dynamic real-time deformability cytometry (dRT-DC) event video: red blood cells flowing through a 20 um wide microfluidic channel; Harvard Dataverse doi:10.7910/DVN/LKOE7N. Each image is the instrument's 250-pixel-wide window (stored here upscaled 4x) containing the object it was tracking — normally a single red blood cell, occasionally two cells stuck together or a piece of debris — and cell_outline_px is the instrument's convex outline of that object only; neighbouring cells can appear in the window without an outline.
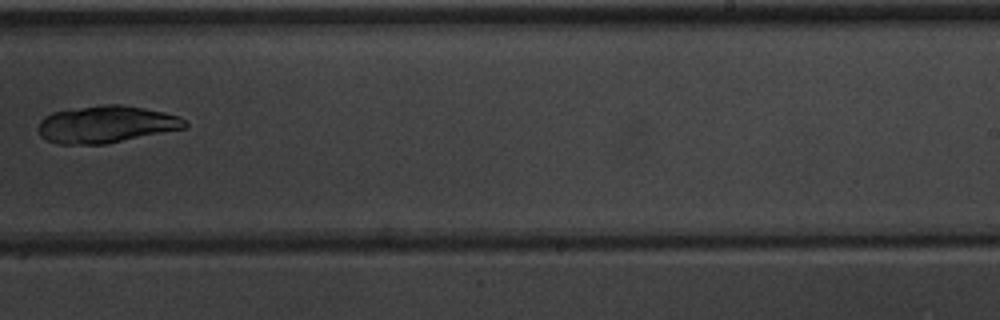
{"species": "common noctule bat (a hibernating species)", "species_latin": "Nyctalus noctula", "temperature_condition": "warm", "stored_images_in_passage": 11, "camera_frame_rate_fps": 3000, "um_per_image_px": 0.085, "animal": {"sex": "male", "body_mass_g": 20.1, "forearm_length_mm": 53.5}, "frame": {"image": 1, "passage_image": 10, "time_ms": 11.667, "image_size_px": [1000, 320], "cell_outline_px": [[188, 128], [104, 144], [56, 144], [40, 136], [40, 120], [44, 116], [52, 112], [100, 104], [120, 104], [144, 108], [180, 116], [188, 124]], "centroid_in_image_um": [9.05, 10.56], "position_along_channel_um": 280.0, "area_um2": 31.73}}